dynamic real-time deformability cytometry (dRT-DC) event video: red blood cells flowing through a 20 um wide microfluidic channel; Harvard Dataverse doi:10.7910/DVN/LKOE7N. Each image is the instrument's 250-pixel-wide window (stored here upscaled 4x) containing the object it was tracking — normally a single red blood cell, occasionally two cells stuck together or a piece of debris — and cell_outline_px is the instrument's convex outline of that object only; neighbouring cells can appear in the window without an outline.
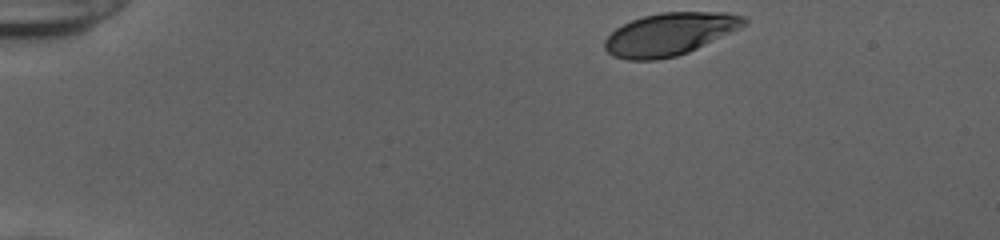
{"species": "human", "species_latin": "Homo sapiens", "temperature_condition": "cold", "stored_images_in_passage": 46, "camera_frame_rate_fps": 3000, "um_per_image_px": 0.085, "donor": {"sex": "female"}, "frame": {"image": 1, "passage_image": 1, "time_ms": 0.0, "image_size_px": [1000, 240], "cell_outline_px": [[748, 24], [688, 52], [676, 56], [656, 60], [628, 60], [612, 56], [604, 48], [604, 40], [616, 28], [632, 20], [644, 16], [660, 12], [728, 12], [748, 16]], "centroid_in_image_um": [56.94, 2.89], "position_along_channel_um": 28.1, "area_um2": 34.56}}
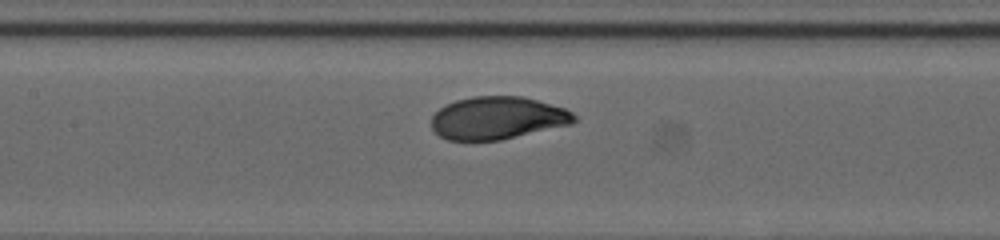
{"frame": {"image": 2, "passage_image": 19, "time_ms": 6.0, "image_size_px": [1000, 240], "cell_outline_px": [[576, 120], [572, 124], [500, 140], [448, 140], [440, 136], [432, 128], [432, 116], [440, 108], [456, 100], [472, 96], [524, 96], [564, 108], [572, 112], [576, 116]], "centroid_in_image_um": [42.3, 10.02], "position_along_channel_um": 165.1, "area_um2": 35.37}}
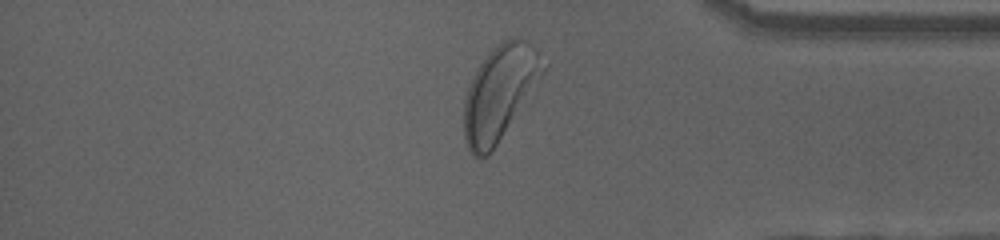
{"frame": {"image": 3, "passage_image": 38, "time_ms": 12.333, "image_size_px": [1000, 240], "cell_outline_px": [[548, 64], [544, 72], [492, 152], [488, 156], [480, 160], [468, 148], [464, 140], [464, 100], [472, 76], [488, 52], [500, 40], [512, 36], [516, 36], [524, 40], [536, 48]], "centroid_in_image_um": [42.46, 7.85], "position_along_channel_um": 392.7, "area_um2": 43.47}, "authors_computed_cell_mechanics": {"area_um2": 36.5007, "velocity_mm_per_s": 3.8065, "shape_relaxation_time_tau1_ms": 3.0442, "shape_relaxation_time_tau2_ms": null, "deformation_change_tau1": 0.1501, "deformation_change_tau2": null}}